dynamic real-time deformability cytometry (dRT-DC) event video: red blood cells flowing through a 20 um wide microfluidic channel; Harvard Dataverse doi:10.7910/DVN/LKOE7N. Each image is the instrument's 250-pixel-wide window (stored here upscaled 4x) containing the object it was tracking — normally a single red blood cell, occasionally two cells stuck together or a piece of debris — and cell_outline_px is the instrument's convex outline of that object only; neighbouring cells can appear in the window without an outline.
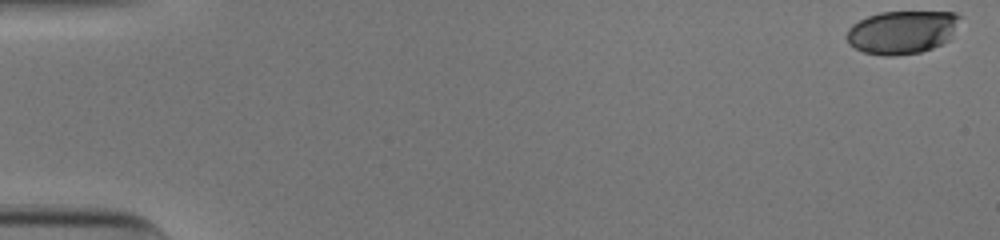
{"species": "human", "species_latin": "Homo sapiens", "temperature_condition": "cold", "stored_images_in_passage": 46, "camera_frame_rate_fps": 3000, "um_per_image_px": 0.085, "donor": {"sex": "male"}, "frame": {"image": 1, "passage_image": 1, "time_ms": 0.0, "image_size_px": [1000, 240], "cell_outline_px": [[960, 16], [948, 40], [932, 48], [920, 52], [892, 56], [884, 56], [864, 52], [848, 44], [848, 28], [852, 24], [868, 16], [880, 12], [956, 12]], "centroid_in_image_um": [76.64, 2.73], "position_along_channel_um": 8.4, "area_um2": 28.09}}
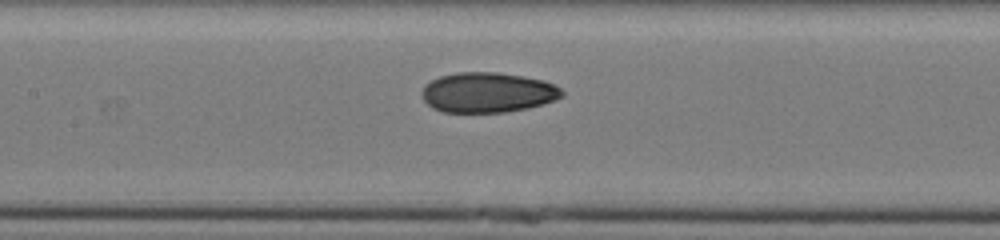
{"frame": {"image": 2, "passage_image": 26, "time_ms": 8.333, "image_size_px": [1000, 240], "cell_outline_px": [[564, 96], [556, 100], [544, 104], [528, 108], [504, 112], [444, 112], [432, 108], [424, 100], [420, 92], [424, 84], [440, 76], [456, 72], [500, 72], [524, 76], [544, 80], [560, 88], [564, 92]], "centroid_in_image_um": [41.46, 7.85], "position_along_channel_um": 165.9, "area_um2": 33.06}}
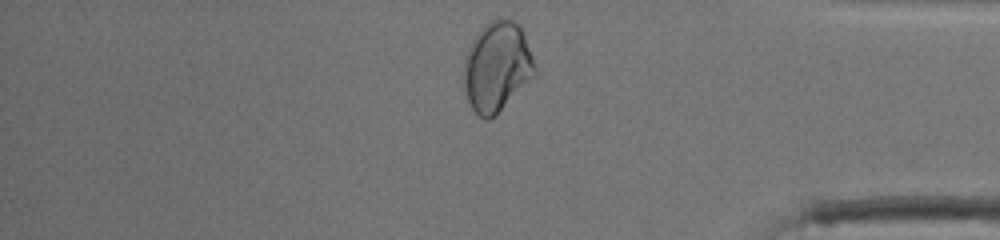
{"frame": {"image": 3, "passage_image": 45, "time_ms": 14.667, "image_size_px": [1000, 240], "cell_outline_px": [[536, 76], [488, 120], [484, 120], [472, 108], [468, 100], [464, 84], [464, 60], [468, 48], [472, 40], [480, 28], [484, 24], [496, 16], [508, 16], [520, 28], [524, 36], [532, 56], [536, 72]], "centroid_in_image_um": [42.23, 5.62], "position_along_channel_um": 393.0, "area_um2": 36.99}, "authors_computed_cell_mechanics": {"area_um2": 31.8767, "velocity_mm_per_s": 3.9081, "shape_relaxation_time_tau1_ms": 9.9582, "shape_relaxation_time_tau2_ms": 1.953, "deformation_change_tau1": 0.2193, "deformation_change_tau2": 0.0676}}